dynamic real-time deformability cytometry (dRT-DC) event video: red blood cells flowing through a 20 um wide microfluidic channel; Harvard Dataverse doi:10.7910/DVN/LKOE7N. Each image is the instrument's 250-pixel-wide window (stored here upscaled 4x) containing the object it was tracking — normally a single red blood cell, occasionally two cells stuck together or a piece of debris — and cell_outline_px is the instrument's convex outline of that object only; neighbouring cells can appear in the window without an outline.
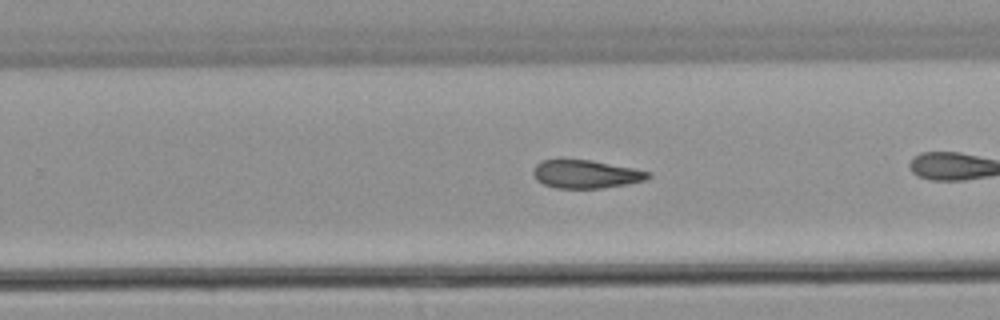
{"species": "common noctule bat (a hibernating species)", "species_latin": "Nyctalus noctula", "temperature_condition": "warm", "stored_images_in_passage": 25, "camera_frame_rate_fps": 3000, "um_per_image_px": 0.085, "animal": {"sex": "male", "body_mass_g": 21.5, "forearm_length_mm": 52.0}, "frame": {"image": 1, "passage_image": 18, "time_ms": 5.667, "image_size_px": [1000, 320], "cell_outline_px": [[652, 176], [644, 180], [628, 184], [600, 188], [556, 188], [544, 184], [536, 180], [532, 172], [536, 164], [540, 160], [592, 160], [652, 172]], "centroid_in_image_um": [49.8, 14.8], "position_along_channel_um": 280.0, "area_um2": 18.84}}